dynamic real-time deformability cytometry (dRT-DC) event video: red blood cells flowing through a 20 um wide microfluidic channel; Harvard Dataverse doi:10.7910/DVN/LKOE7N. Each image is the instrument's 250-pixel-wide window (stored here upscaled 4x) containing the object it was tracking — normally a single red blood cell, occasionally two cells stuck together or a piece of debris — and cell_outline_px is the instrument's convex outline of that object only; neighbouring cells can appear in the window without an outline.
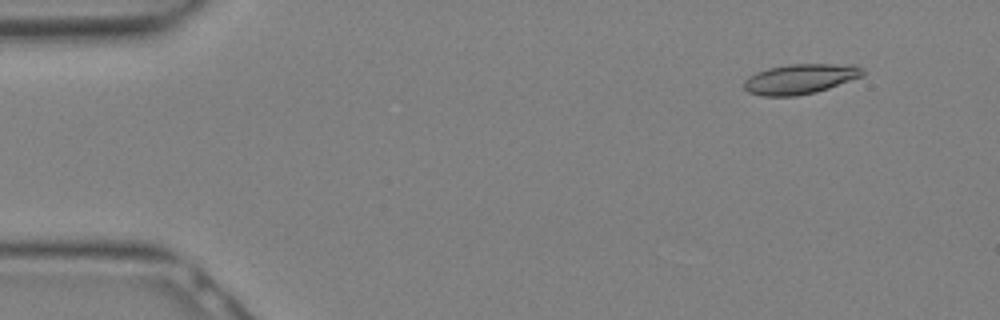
{"species": "Egyptian fruit bat (a non-hibernating species)", "species_latin": "Rousettus aegyptiacus", "temperature_condition": "warm", "stored_images_in_passage": 11, "camera_frame_rate_fps": 3000, "um_per_image_px": 0.085, "animal": {"sex": "female"}, "frame": {"image": 1, "passage_image": 3, "time_ms": 0.667, "image_size_px": [1000, 320], "cell_outline_px": [[864, 76], [816, 92], [796, 96], [760, 96], [748, 92], [744, 88], [744, 80], [748, 76], [756, 72], [768, 68], [788, 64], [856, 64], [864, 72]], "centroid_in_image_um": [68.0, 6.71], "position_along_channel_um": 17.0, "area_um2": 20.92}}
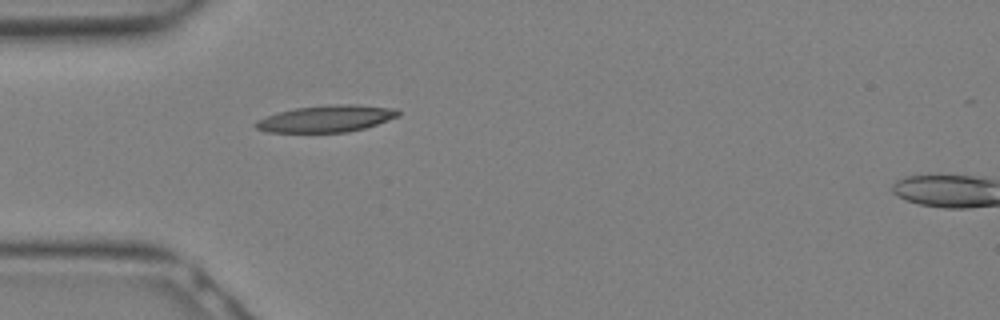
{"frame": {"image": 2, "passage_image": 9, "time_ms": 2.667, "image_size_px": [1000, 320], "cell_outline_px": [[400, 116], [364, 128], [348, 132], [268, 132], [256, 128], [252, 124], [256, 120], [280, 112], [296, 108], [328, 104], [356, 104], [396, 108], [400, 112]], "centroid_in_image_um": [27.76, 10.08], "position_along_channel_um": 57.2, "area_um2": 22.25}}
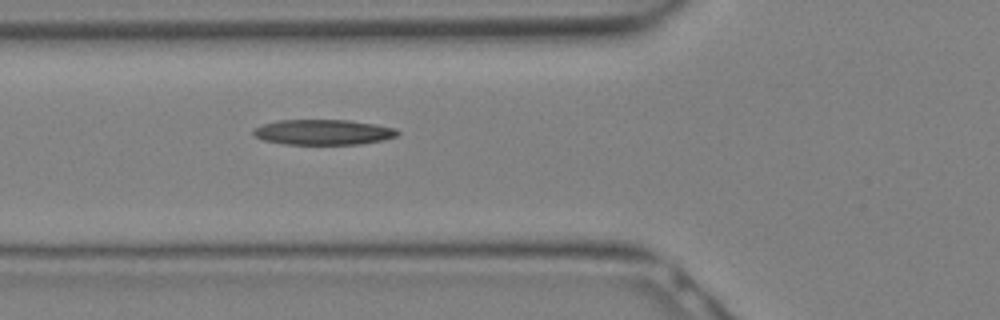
{"frame": {"image": 3, "passage_image": 11, "time_ms": 3.333, "image_size_px": [1000, 320], "cell_outline_px": [[400, 132], [396, 136], [380, 140], [360, 144], [284, 144], [260, 140], [252, 136], [252, 128], [264, 124], [280, 120], [348, 120], [376, 124], [396, 128]], "centroid_in_image_um": [27.41, 11.23], "position_along_channel_um": 98.4, "area_um2": 21.39}}